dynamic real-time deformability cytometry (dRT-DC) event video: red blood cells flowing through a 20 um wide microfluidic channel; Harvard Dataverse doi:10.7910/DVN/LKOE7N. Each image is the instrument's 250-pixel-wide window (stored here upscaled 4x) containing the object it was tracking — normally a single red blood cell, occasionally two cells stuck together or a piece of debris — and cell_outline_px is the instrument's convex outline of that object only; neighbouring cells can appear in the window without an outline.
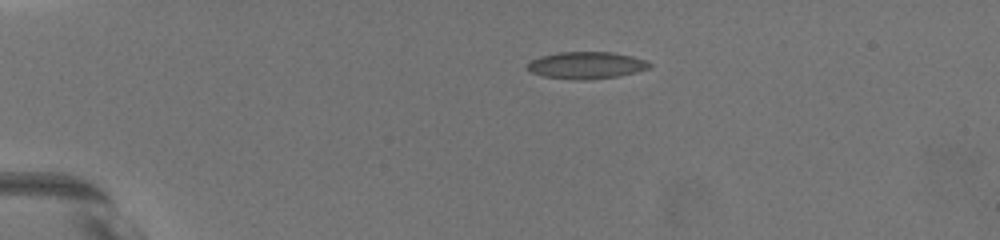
{"species": "common noctule bat (a hibernating species)", "species_latin": "Nyctalus noctula", "temperature_condition": "warm", "stored_images_in_passage": 3, "camera_frame_rate_fps": 3000, "um_per_image_px": 0.085, "animal": {"sex": "female", "body_mass_g": 19.5, "forearm_length_mm": 54.1}, "frame": {"image": 1, "passage_image": 1, "time_ms": 0.0, "image_size_px": [1000, 240], "cell_outline_px": [[652, 64], [648, 68], [636, 72], [616, 76], [544, 76], [532, 72], [524, 68], [532, 60], [540, 56], [556, 52], [612, 52], [632, 56], [644, 60]], "centroid_in_image_um": [49.84, 5.47], "position_along_channel_um": 35.2, "area_um2": 17.92}}